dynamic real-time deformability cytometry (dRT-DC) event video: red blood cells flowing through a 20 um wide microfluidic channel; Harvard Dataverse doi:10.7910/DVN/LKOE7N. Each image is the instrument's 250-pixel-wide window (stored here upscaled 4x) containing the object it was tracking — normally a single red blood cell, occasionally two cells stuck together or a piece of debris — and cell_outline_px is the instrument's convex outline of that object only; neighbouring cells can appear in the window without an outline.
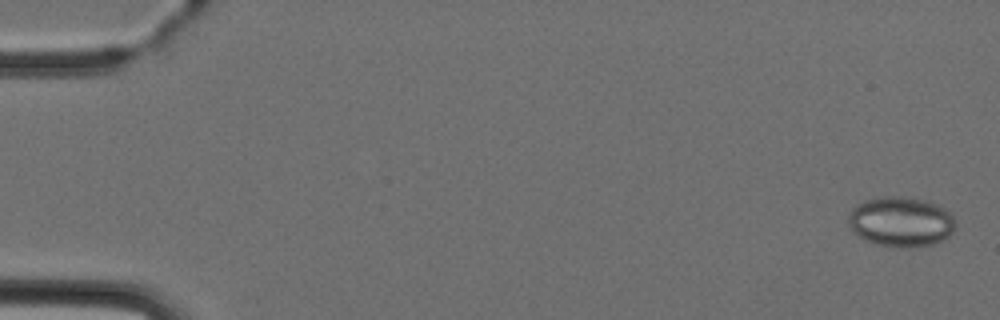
{"species": "Egyptian fruit bat (a non-hibernating species)", "species_latin": "Rousettus aegyptiacus", "temperature_condition": "cold", "stored_images_in_passage": 6, "camera_frame_rate_fps": 3000, "um_per_image_px": 0.085, "animal": {"sex": "female"}, "frame": {"image": 1, "passage_image": 1, "time_ms": 0.0, "image_size_px": [1000, 320], "cell_outline_px": [[956, 224], [952, 232], [948, 236], [932, 244], [908, 248], [900, 248], [876, 244], [856, 236], [848, 228], [848, 216], [852, 208], [856, 204], [864, 200], [880, 196], [908, 196], [928, 200], [952, 212], [956, 220]], "centroid_in_image_um": [76.56, 18.83], "position_along_channel_um": 8.4, "area_um2": 31.96}}
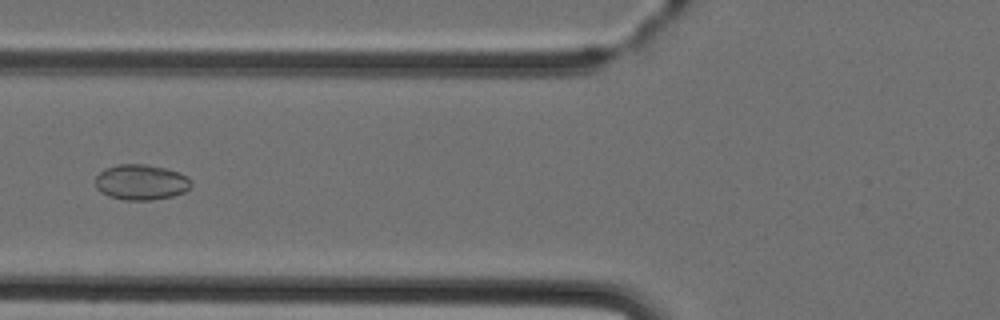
{"frame": {"image": 2, "passage_image": 6, "time_ms": 6.0, "image_size_px": [1000, 320], "cell_outline_px": [[192, 184], [184, 192], [172, 196], [152, 200], [124, 200], [108, 196], [100, 192], [96, 188], [96, 176], [104, 168], [120, 164], [148, 164], [180, 172], [188, 176], [192, 180]], "centroid_in_image_um": [12.0, 15.48], "position_along_channel_um": 113.8, "area_um2": 20.0}}